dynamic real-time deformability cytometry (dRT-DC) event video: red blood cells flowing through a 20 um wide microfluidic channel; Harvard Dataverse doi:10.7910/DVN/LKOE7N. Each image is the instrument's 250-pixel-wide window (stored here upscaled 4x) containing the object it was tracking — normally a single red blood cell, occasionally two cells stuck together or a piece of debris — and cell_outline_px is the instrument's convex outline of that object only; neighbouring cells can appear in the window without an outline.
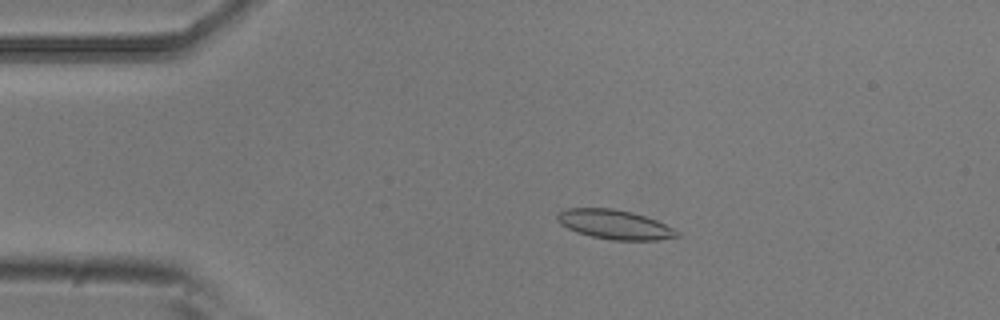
{"species": "common noctule bat (a hibernating species)", "species_latin": "Nyctalus noctula", "temperature_condition": "room temperature", "stored_images_in_passage": 6, "camera_frame_rate_fps": 3000, "um_per_image_px": 0.085, "animal": {"sex": "male", "body_mass_g": 20.5, "forearm_length_mm": 52.5}, "frame": {"image": 1, "passage_image": 3, "time_ms": 0.667, "image_size_px": [1000, 320], "cell_outline_px": [[680, 236], [660, 240], [612, 240], [592, 236], [576, 232], [560, 224], [556, 220], [556, 216], [560, 212], [568, 208], [612, 208], [632, 212], [656, 220], [680, 232]], "centroid_in_image_um": [52.24, 19.08], "position_along_channel_um": 32.8, "area_um2": 20.4}}
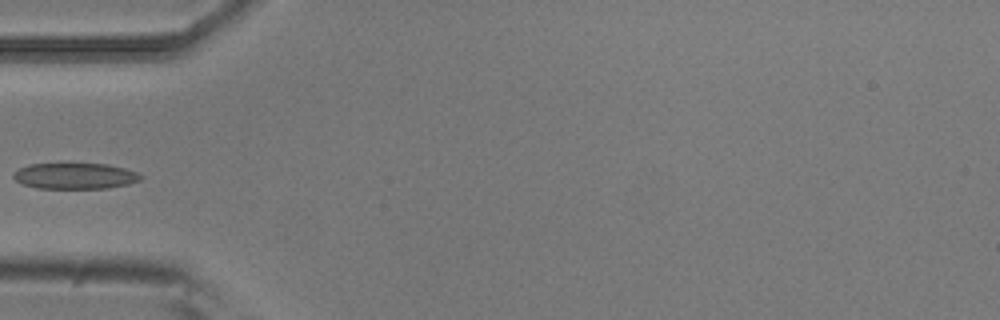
{"frame": {"image": 2, "passage_image": 5, "time_ms": 1.333, "image_size_px": [1000, 320], "cell_outline_px": [[144, 176], [140, 180], [128, 184], [104, 188], [40, 188], [24, 184], [16, 180], [12, 176], [12, 172], [28, 164], [108, 164], [124, 168], [136, 172]], "centroid_in_image_um": [6.37, 14.95], "position_along_channel_um": 78.6, "area_um2": 19.07}}
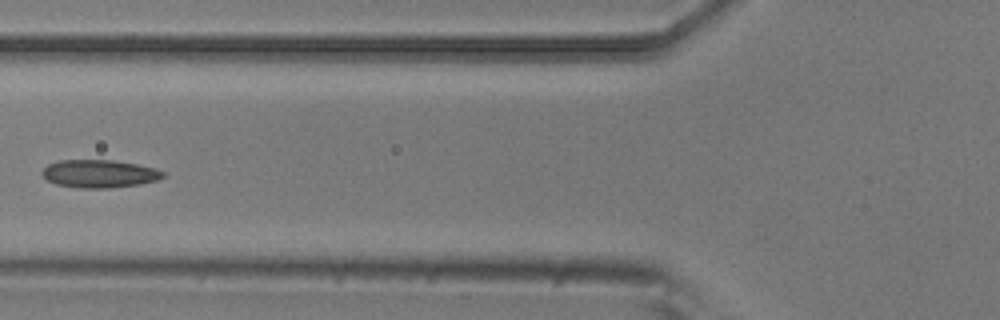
{"frame": {"image": 3, "passage_image": 6, "time_ms": 1.667, "image_size_px": [1000, 320], "cell_outline_px": [[164, 176], [160, 180], [140, 184], [108, 188], [76, 188], [56, 184], [48, 180], [40, 172], [48, 164], [60, 160], [112, 160], [136, 164], [156, 168], [164, 172]], "centroid_in_image_um": [8.46, 14.77], "position_along_channel_um": 117.3, "area_um2": 19.71}}